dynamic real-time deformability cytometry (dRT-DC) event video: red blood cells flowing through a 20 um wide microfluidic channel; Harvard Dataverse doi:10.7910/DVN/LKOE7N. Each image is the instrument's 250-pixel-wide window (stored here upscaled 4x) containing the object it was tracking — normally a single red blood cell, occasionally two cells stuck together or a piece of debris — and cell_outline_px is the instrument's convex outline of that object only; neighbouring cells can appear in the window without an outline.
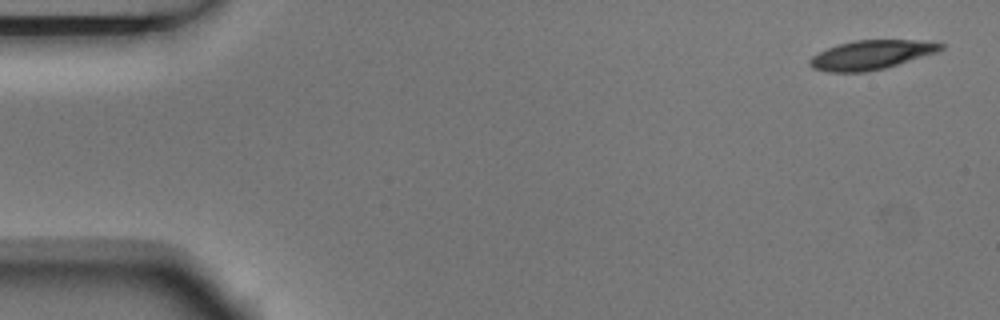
{"species": "Egyptian fruit bat (a non-hibernating species)", "species_latin": "Rousettus aegyptiacus", "temperature_condition": "room temperature", "stored_images_in_passage": 6, "camera_frame_rate_fps": 3000, "um_per_image_px": 0.085, "animal": {"sex": "male"}, "frame": {"image": 1, "passage_image": 1, "time_ms": 0.0, "image_size_px": [1000, 320], "cell_outline_px": [[944, 48], [936, 52], [884, 68], [864, 72], [828, 72], [812, 68], [808, 64], [808, 60], [812, 56], [828, 48], [852, 40], [920, 40], [944, 44]], "centroid_in_image_um": [74.01, 4.66], "position_along_channel_um": 11.0, "area_um2": 22.02}}
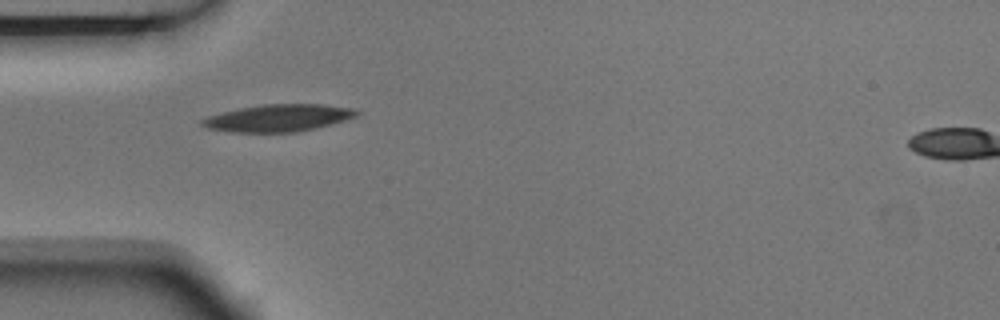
{"frame": {"image": 2, "passage_image": 5, "time_ms": 1.333, "image_size_px": [1000, 320], "cell_outline_px": [[360, 112], [356, 116], [332, 124], [316, 128], [296, 132], [232, 132], [208, 128], [200, 124], [200, 120], [208, 116], [240, 108], [264, 104], [324, 104], [356, 108]], "centroid_in_image_um": [23.7, 10.02], "position_along_channel_um": 61.3, "area_um2": 24.45}}
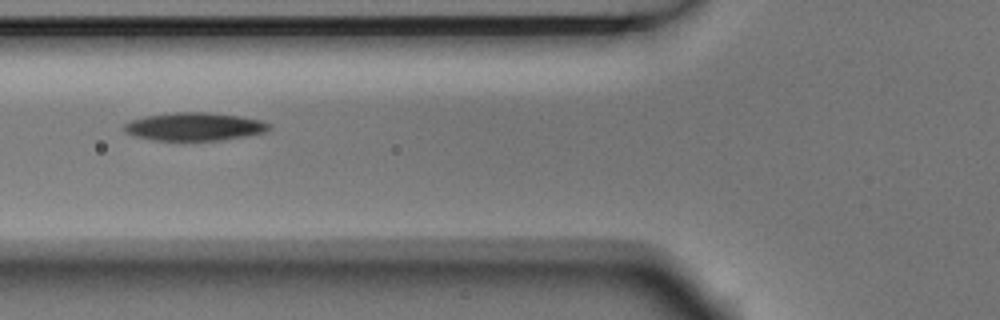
{"frame": {"image": 3, "passage_image": 6, "time_ms": 1.667, "image_size_px": [1000, 320], "cell_outline_px": [[272, 128], [264, 132], [224, 140], [152, 140], [136, 136], [124, 132], [124, 124], [132, 120], [144, 116], [172, 112], [208, 112], [240, 116], [260, 120], [272, 124]], "centroid_in_image_um": [16.54, 10.75], "position_along_channel_um": 109.3, "area_um2": 23.76}}